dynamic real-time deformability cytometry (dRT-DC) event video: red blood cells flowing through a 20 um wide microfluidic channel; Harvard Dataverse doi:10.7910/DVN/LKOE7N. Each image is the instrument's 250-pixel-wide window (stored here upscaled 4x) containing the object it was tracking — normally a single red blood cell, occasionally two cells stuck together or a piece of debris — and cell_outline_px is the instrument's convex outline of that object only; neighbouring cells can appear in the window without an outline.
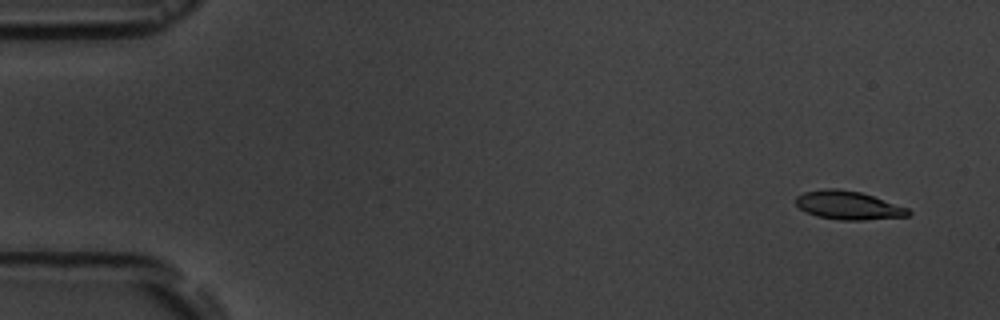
{"species": "common noctule bat (a hibernating species)", "species_latin": "Nyctalus noctula", "temperature_condition": "room temperature", "stored_images_in_passage": 5, "camera_frame_rate_fps": 3000, "um_per_image_px": 0.085, "animal": {"sex": "male", "body_mass_g": 19.5, "forearm_length_mm": 54.6}, "frame": {"image": 1, "passage_image": 1, "time_ms": 0.0, "image_size_px": [1000, 320], "cell_outline_px": [[912, 212], [908, 216], [864, 220], [840, 220], [816, 216], [800, 208], [796, 204], [796, 196], [804, 192], [824, 188], [836, 188], [860, 192], [908, 208]], "centroid_in_image_um": [72.09, 17.45], "position_along_channel_um": 12.9, "area_um2": 18.55}}
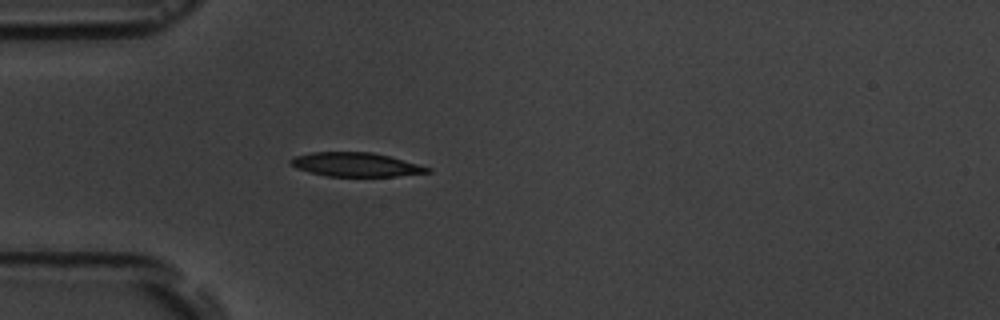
{"frame": {"image": 2, "passage_image": 5, "time_ms": 4.333, "image_size_px": [1000, 320], "cell_outline_px": [[432, 172], [396, 176], [328, 176], [308, 172], [296, 168], [288, 160], [292, 156], [312, 152], [372, 152], [388, 156], [432, 168]], "centroid_in_image_um": [30.21, 13.99], "position_along_channel_um": 54.8, "area_um2": 19.07}}